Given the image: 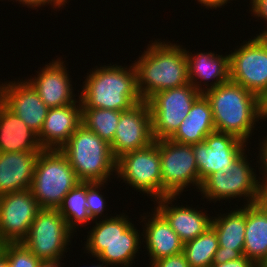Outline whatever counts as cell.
<instances>
[{"label":"cell","instance_id":"obj_5","mask_svg":"<svg viewBox=\"0 0 267 267\" xmlns=\"http://www.w3.org/2000/svg\"><path fill=\"white\" fill-rule=\"evenodd\" d=\"M81 182L116 179V158L111 146L81 124L60 148Z\"/></svg>","mask_w":267,"mask_h":267},{"label":"cell","instance_id":"obj_19","mask_svg":"<svg viewBox=\"0 0 267 267\" xmlns=\"http://www.w3.org/2000/svg\"><path fill=\"white\" fill-rule=\"evenodd\" d=\"M237 208L230 206L226 213L215 214L212 217L211 227L215 230L219 248L216 251L212 264L225 263L243 256L246 229V205ZM228 211V212H227Z\"/></svg>","mask_w":267,"mask_h":267},{"label":"cell","instance_id":"obj_11","mask_svg":"<svg viewBox=\"0 0 267 267\" xmlns=\"http://www.w3.org/2000/svg\"><path fill=\"white\" fill-rule=\"evenodd\" d=\"M239 44L228 53L230 80L262 100L267 95V39L254 35Z\"/></svg>","mask_w":267,"mask_h":267},{"label":"cell","instance_id":"obj_38","mask_svg":"<svg viewBox=\"0 0 267 267\" xmlns=\"http://www.w3.org/2000/svg\"><path fill=\"white\" fill-rule=\"evenodd\" d=\"M62 261L64 260H44L40 261L38 267H64L65 265L62 263Z\"/></svg>","mask_w":267,"mask_h":267},{"label":"cell","instance_id":"obj_9","mask_svg":"<svg viewBox=\"0 0 267 267\" xmlns=\"http://www.w3.org/2000/svg\"><path fill=\"white\" fill-rule=\"evenodd\" d=\"M159 147L162 175V197L181 196L191 188L197 192L201 181L192 145L171 139L154 141ZM186 189V190H185Z\"/></svg>","mask_w":267,"mask_h":267},{"label":"cell","instance_id":"obj_35","mask_svg":"<svg viewBox=\"0 0 267 267\" xmlns=\"http://www.w3.org/2000/svg\"><path fill=\"white\" fill-rule=\"evenodd\" d=\"M7 1H13V3L16 2L20 5H22L21 7L27 6V8H29V10L30 9H33V10L37 9L36 10L37 12H38V8H40L42 10V7L45 8L47 5L55 11H57V10L59 11L61 9L53 0H15V1L14 0H7Z\"/></svg>","mask_w":267,"mask_h":267},{"label":"cell","instance_id":"obj_34","mask_svg":"<svg viewBox=\"0 0 267 267\" xmlns=\"http://www.w3.org/2000/svg\"><path fill=\"white\" fill-rule=\"evenodd\" d=\"M148 267H190L183 252L152 262Z\"/></svg>","mask_w":267,"mask_h":267},{"label":"cell","instance_id":"obj_25","mask_svg":"<svg viewBox=\"0 0 267 267\" xmlns=\"http://www.w3.org/2000/svg\"><path fill=\"white\" fill-rule=\"evenodd\" d=\"M214 131L216 130L210 102L204 94H201L170 139L180 144L193 145L204 142V139Z\"/></svg>","mask_w":267,"mask_h":267},{"label":"cell","instance_id":"obj_20","mask_svg":"<svg viewBox=\"0 0 267 267\" xmlns=\"http://www.w3.org/2000/svg\"><path fill=\"white\" fill-rule=\"evenodd\" d=\"M142 222L143 249L146 252L149 265L161 258L183 252L184 243L171 228L166 219L152 206L151 212L140 214ZM144 223V225H143ZM145 247V248H144Z\"/></svg>","mask_w":267,"mask_h":267},{"label":"cell","instance_id":"obj_40","mask_svg":"<svg viewBox=\"0 0 267 267\" xmlns=\"http://www.w3.org/2000/svg\"><path fill=\"white\" fill-rule=\"evenodd\" d=\"M0 267H8L6 256L0 251Z\"/></svg>","mask_w":267,"mask_h":267},{"label":"cell","instance_id":"obj_22","mask_svg":"<svg viewBox=\"0 0 267 267\" xmlns=\"http://www.w3.org/2000/svg\"><path fill=\"white\" fill-rule=\"evenodd\" d=\"M81 121V103L49 108L40 133L37 135L41 147L60 150L82 124Z\"/></svg>","mask_w":267,"mask_h":267},{"label":"cell","instance_id":"obj_17","mask_svg":"<svg viewBox=\"0 0 267 267\" xmlns=\"http://www.w3.org/2000/svg\"><path fill=\"white\" fill-rule=\"evenodd\" d=\"M0 101L37 135L40 133L49 108L25 79L20 80L19 76L14 81L1 82Z\"/></svg>","mask_w":267,"mask_h":267},{"label":"cell","instance_id":"obj_16","mask_svg":"<svg viewBox=\"0 0 267 267\" xmlns=\"http://www.w3.org/2000/svg\"><path fill=\"white\" fill-rule=\"evenodd\" d=\"M151 110L147 101L133 105L121 113L111 146L113 156L144 149L154 142Z\"/></svg>","mask_w":267,"mask_h":267},{"label":"cell","instance_id":"obj_32","mask_svg":"<svg viewBox=\"0 0 267 267\" xmlns=\"http://www.w3.org/2000/svg\"><path fill=\"white\" fill-rule=\"evenodd\" d=\"M261 139L258 140L259 143L257 144H259L258 145L259 147L256 148L259 152L258 156L256 155L257 157L256 163L258 164L256 166H258L257 168L260 175L258 176L259 186L263 196L266 197L267 196V135L263 136Z\"/></svg>","mask_w":267,"mask_h":267},{"label":"cell","instance_id":"obj_2","mask_svg":"<svg viewBox=\"0 0 267 267\" xmlns=\"http://www.w3.org/2000/svg\"><path fill=\"white\" fill-rule=\"evenodd\" d=\"M132 221L129 215L121 211L110 218L93 221V226L90 225L86 232L87 236L84 235L85 247L81 250L110 267L135 266L140 251H144L140 250L143 246L142 231Z\"/></svg>","mask_w":267,"mask_h":267},{"label":"cell","instance_id":"obj_28","mask_svg":"<svg viewBox=\"0 0 267 267\" xmlns=\"http://www.w3.org/2000/svg\"><path fill=\"white\" fill-rule=\"evenodd\" d=\"M219 248L215 230L209 227L204 233L183 245V253L190 267H211Z\"/></svg>","mask_w":267,"mask_h":267},{"label":"cell","instance_id":"obj_39","mask_svg":"<svg viewBox=\"0 0 267 267\" xmlns=\"http://www.w3.org/2000/svg\"><path fill=\"white\" fill-rule=\"evenodd\" d=\"M262 118V121L267 120V95L262 99Z\"/></svg>","mask_w":267,"mask_h":267},{"label":"cell","instance_id":"obj_15","mask_svg":"<svg viewBox=\"0 0 267 267\" xmlns=\"http://www.w3.org/2000/svg\"><path fill=\"white\" fill-rule=\"evenodd\" d=\"M49 63L39 67L36 75L25 78L40 96L42 102L48 108H56L72 103H81L80 96L75 93L76 89L72 86L74 82L69 74L71 71L66 67V60L56 56ZM73 82V84H72ZM75 90V91H74ZM77 97V98H76Z\"/></svg>","mask_w":267,"mask_h":267},{"label":"cell","instance_id":"obj_36","mask_svg":"<svg viewBox=\"0 0 267 267\" xmlns=\"http://www.w3.org/2000/svg\"><path fill=\"white\" fill-rule=\"evenodd\" d=\"M211 267H256L245 255L236 260L227 261L220 264H212Z\"/></svg>","mask_w":267,"mask_h":267},{"label":"cell","instance_id":"obj_30","mask_svg":"<svg viewBox=\"0 0 267 267\" xmlns=\"http://www.w3.org/2000/svg\"><path fill=\"white\" fill-rule=\"evenodd\" d=\"M108 182L110 183L112 181L86 182L87 209L93 221L97 219L99 220L104 218H110L114 215L113 213H111L112 215L110 214V216H108V213L106 211L108 209V201L106 199L109 197H105V193H103L102 191L106 188L107 185H109Z\"/></svg>","mask_w":267,"mask_h":267},{"label":"cell","instance_id":"obj_29","mask_svg":"<svg viewBox=\"0 0 267 267\" xmlns=\"http://www.w3.org/2000/svg\"><path fill=\"white\" fill-rule=\"evenodd\" d=\"M122 112L111 109L81 108V122L87 129L111 144Z\"/></svg>","mask_w":267,"mask_h":267},{"label":"cell","instance_id":"obj_4","mask_svg":"<svg viewBox=\"0 0 267 267\" xmlns=\"http://www.w3.org/2000/svg\"><path fill=\"white\" fill-rule=\"evenodd\" d=\"M98 65L87 72L80 85L82 91L77 90L81 108L125 111L142 101L133 63Z\"/></svg>","mask_w":267,"mask_h":267},{"label":"cell","instance_id":"obj_1","mask_svg":"<svg viewBox=\"0 0 267 267\" xmlns=\"http://www.w3.org/2000/svg\"><path fill=\"white\" fill-rule=\"evenodd\" d=\"M165 39L150 40L133 62L137 90L144 101L155 93L189 83L185 47Z\"/></svg>","mask_w":267,"mask_h":267},{"label":"cell","instance_id":"obj_31","mask_svg":"<svg viewBox=\"0 0 267 267\" xmlns=\"http://www.w3.org/2000/svg\"><path fill=\"white\" fill-rule=\"evenodd\" d=\"M0 251L6 256L8 267H38V259L22 243H4Z\"/></svg>","mask_w":267,"mask_h":267},{"label":"cell","instance_id":"obj_23","mask_svg":"<svg viewBox=\"0 0 267 267\" xmlns=\"http://www.w3.org/2000/svg\"><path fill=\"white\" fill-rule=\"evenodd\" d=\"M40 152H0V196L30 189Z\"/></svg>","mask_w":267,"mask_h":267},{"label":"cell","instance_id":"obj_42","mask_svg":"<svg viewBox=\"0 0 267 267\" xmlns=\"http://www.w3.org/2000/svg\"><path fill=\"white\" fill-rule=\"evenodd\" d=\"M96 261H99L98 264L94 265L92 264L91 266H85V267H109L108 265H106L104 262L100 261V260H97L95 259Z\"/></svg>","mask_w":267,"mask_h":267},{"label":"cell","instance_id":"obj_43","mask_svg":"<svg viewBox=\"0 0 267 267\" xmlns=\"http://www.w3.org/2000/svg\"><path fill=\"white\" fill-rule=\"evenodd\" d=\"M256 267H267V256Z\"/></svg>","mask_w":267,"mask_h":267},{"label":"cell","instance_id":"obj_41","mask_svg":"<svg viewBox=\"0 0 267 267\" xmlns=\"http://www.w3.org/2000/svg\"><path fill=\"white\" fill-rule=\"evenodd\" d=\"M61 9L64 8V6L66 7V4L68 5V3L70 2L69 0H53ZM68 2V3H67Z\"/></svg>","mask_w":267,"mask_h":267},{"label":"cell","instance_id":"obj_37","mask_svg":"<svg viewBox=\"0 0 267 267\" xmlns=\"http://www.w3.org/2000/svg\"><path fill=\"white\" fill-rule=\"evenodd\" d=\"M197 1L198 5L201 4V9L203 7H205L203 10L205 9H220V8H224V6H228V3H232L234 0H195V2ZM232 1V2H230Z\"/></svg>","mask_w":267,"mask_h":267},{"label":"cell","instance_id":"obj_18","mask_svg":"<svg viewBox=\"0 0 267 267\" xmlns=\"http://www.w3.org/2000/svg\"><path fill=\"white\" fill-rule=\"evenodd\" d=\"M180 197L165 196L153 200V207L166 219L180 240L186 243L211 227L213 216H210V213L207 214L209 211L205 210L204 207L202 209L199 205L193 208L192 204L190 206L189 204H182L183 202H179L181 205L177 204V199H180Z\"/></svg>","mask_w":267,"mask_h":267},{"label":"cell","instance_id":"obj_24","mask_svg":"<svg viewBox=\"0 0 267 267\" xmlns=\"http://www.w3.org/2000/svg\"><path fill=\"white\" fill-rule=\"evenodd\" d=\"M37 134L0 101V152H41Z\"/></svg>","mask_w":267,"mask_h":267},{"label":"cell","instance_id":"obj_6","mask_svg":"<svg viewBox=\"0 0 267 267\" xmlns=\"http://www.w3.org/2000/svg\"><path fill=\"white\" fill-rule=\"evenodd\" d=\"M251 153L252 150L250 152L248 148V151L245 150L234 161L231 171L225 174L223 172L212 173L202 181L198 192L201 193L203 200L206 199L205 203L213 202L215 205L217 201L222 203L223 200L226 201L227 199L230 203L233 199L237 201L238 198L237 202L243 200V202L246 201L243 205H249L264 199L256 172L257 166L255 164L257 165V163L255 161L254 166H252L253 162L250 159L253 154ZM248 154L251 155V158L248 157Z\"/></svg>","mask_w":267,"mask_h":267},{"label":"cell","instance_id":"obj_33","mask_svg":"<svg viewBox=\"0 0 267 267\" xmlns=\"http://www.w3.org/2000/svg\"><path fill=\"white\" fill-rule=\"evenodd\" d=\"M249 11L248 13L251 14V16H253V18L257 19L255 21L258 20H262L265 22L266 26L263 25V27H265L263 29V31L261 30V32H259V34H255V35H264L265 33H267V0H252L249 3ZM260 18V19H259Z\"/></svg>","mask_w":267,"mask_h":267},{"label":"cell","instance_id":"obj_8","mask_svg":"<svg viewBox=\"0 0 267 267\" xmlns=\"http://www.w3.org/2000/svg\"><path fill=\"white\" fill-rule=\"evenodd\" d=\"M74 234L58 209L41 208L21 243L41 261L61 260L72 251Z\"/></svg>","mask_w":267,"mask_h":267},{"label":"cell","instance_id":"obj_21","mask_svg":"<svg viewBox=\"0 0 267 267\" xmlns=\"http://www.w3.org/2000/svg\"><path fill=\"white\" fill-rule=\"evenodd\" d=\"M189 51L186 47L188 80L198 92L204 94L230 79L229 54H217V51L204 52V50L194 51L193 54Z\"/></svg>","mask_w":267,"mask_h":267},{"label":"cell","instance_id":"obj_27","mask_svg":"<svg viewBox=\"0 0 267 267\" xmlns=\"http://www.w3.org/2000/svg\"><path fill=\"white\" fill-rule=\"evenodd\" d=\"M58 211L74 233L77 230L79 232V229L89 225L90 222L92 224L93 219L90 217L87 209L86 182H80L70 190L58 207Z\"/></svg>","mask_w":267,"mask_h":267},{"label":"cell","instance_id":"obj_13","mask_svg":"<svg viewBox=\"0 0 267 267\" xmlns=\"http://www.w3.org/2000/svg\"><path fill=\"white\" fill-rule=\"evenodd\" d=\"M247 145L234 135L217 131L210 133L204 142L193 144L200 181L215 172L231 171L234 161L248 150L250 145Z\"/></svg>","mask_w":267,"mask_h":267},{"label":"cell","instance_id":"obj_10","mask_svg":"<svg viewBox=\"0 0 267 267\" xmlns=\"http://www.w3.org/2000/svg\"><path fill=\"white\" fill-rule=\"evenodd\" d=\"M116 180L153 201L162 198L161 159L158 145L127 152L116 159Z\"/></svg>","mask_w":267,"mask_h":267},{"label":"cell","instance_id":"obj_3","mask_svg":"<svg viewBox=\"0 0 267 267\" xmlns=\"http://www.w3.org/2000/svg\"><path fill=\"white\" fill-rule=\"evenodd\" d=\"M204 95L211 105L215 130L234 135L251 146L254 130L263 124L262 100L230 79Z\"/></svg>","mask_w":267,"mask_h":267},{"label":"cell","instance_id":"obj_14","mask_svg":"<svg viewBox=\"0 0 267 267\" xmlns=\"http://www.w3.org/2000/svg\"><path fill=\"white\" fill-rule=\"evenodd\" d=\"M41 207L30 189L0 196V245L21 243Z\"/></svg>","mask_w":267,"mask_h":267},{"label":"cell","instance_id":"obj_12","mask_svg":"<svg viewBox=\"0 0 267 267\" xmlns=\"http://www.w3.org/2000/svg\"><path fill=\"white\" fill-rule=\"evenodd\" d=\"M201 95L190 83L155 93L147 102L154 140L170 139Z\"/></svg>","mask_w":267,"mask_h":267},{"label":"cell","instance_id":"obj_7","mask_svg":"<svg viewBox=\"0 0 267 267\" xmlns=\"http://www.w3.org/2000/svg\"><path fill=\"white\" fill-rule=\"evenodd\" d=\"M80 182L60 150L43 149L38 155L30 190L41 208L58 209Z\"/></svg>","mask_w":267,"mask_h":267},{"label":"cell","instance_id":"obj_26","mask_svg":"<svg viewBox=\"0 0 267 267\" xmlns=\"http://www.w3.org/2000/svg\"><path fill=\"white\" fill-rule=\"evenodd\" d=\"M243 255L255 265L267 256V201L246 205Z\"/></svg>","mask_w":267,"mask_h":267}]
</instances>
